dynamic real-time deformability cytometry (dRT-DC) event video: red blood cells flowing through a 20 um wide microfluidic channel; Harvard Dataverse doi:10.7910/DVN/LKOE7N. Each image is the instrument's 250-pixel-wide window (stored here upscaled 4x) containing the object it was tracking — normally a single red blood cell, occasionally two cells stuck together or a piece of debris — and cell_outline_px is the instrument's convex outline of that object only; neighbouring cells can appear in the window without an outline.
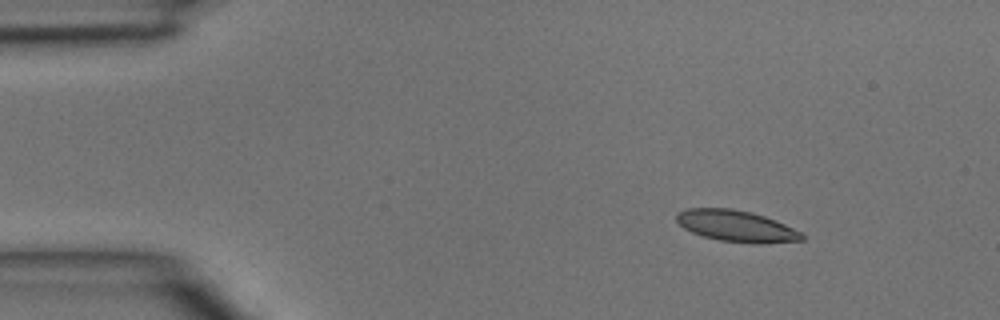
{"species": "common noctule bat (a hibernating species)", "species_latin": "Nyctalus noctula", "temperature_condition": "room temperature", "stored_images_in_passage": 2, "camera_frame_rate_fps": 3000, "um_per_image_px": 0.085, "animal": {"sex": "male", "body_mass_g": 15.6}, "frame": {"image": 1, "passage_image": 1, "time_ms": 0.0, "image_size_px": [1000, 320], "cell_outline_px": [[804, 240], [764, 244], [752, 244], [720, 240], [704, 236], [692, 232], [684, 228], [676, 220], [676, 216], [680, 212], [688, 208], [732, 208], [752, 212], [776, 220], [804, 232]], "centroid_in_image_um": [62.66, 19.22], "position_along_channel_um": 22.3, "area_um2": 23.12}}